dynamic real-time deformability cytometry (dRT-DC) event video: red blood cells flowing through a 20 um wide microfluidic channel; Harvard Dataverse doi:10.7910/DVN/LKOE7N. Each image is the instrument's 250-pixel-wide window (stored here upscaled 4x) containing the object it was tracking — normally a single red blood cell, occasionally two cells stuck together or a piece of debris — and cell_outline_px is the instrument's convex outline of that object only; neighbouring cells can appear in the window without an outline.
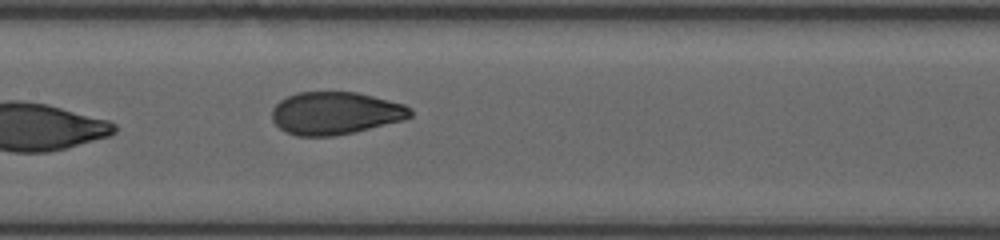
{"species": "human", "species_latin": "Homo sapiens", "temperature_condition": "room temperature", "stored_images_in_passage": 24, "camera_frame_rate_fps": 3000, "um_per_image_px": 0.085, "donor": {"sex": "female"}, "frame": {"image": 1, "passage_image": 24, "time_ms": 10.333, "image_size_px": [1000, 240], "cell_outline_px": [[412, 116], [404, 120], [352, 132], [332, 136], [296, 136], [284, 132], [272, 120], [272, 108], [280, 100], [296, 92], [356, 92], [404, 104], [412, 108]], "centroid_in_image_um": [28.49, 9.62], "position_along_channel_um": 178.9, "area_um2": 34.33}}